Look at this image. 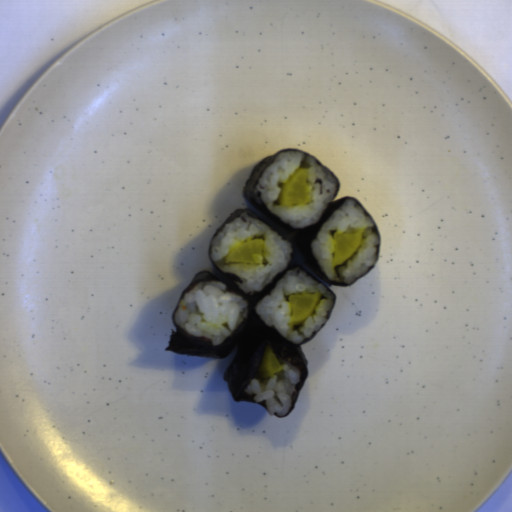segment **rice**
<instances>
[{
  "mask_svg": "<svg viewBox=\"0 0 512 512\" xmlns=\"http://www.w3.org/2000/svg\"><path fill=\"white\" fill-rule=\"evenodd\" d=\"M264 240L263 264L227 263L226 255L243 241ZM292 254L287 239L265 223L249 214L240 213L228 222L213 238L210 256L223 271L235 275L236 285L245 294L263 291L269 282L284 270Z\"/></svg>",
  "mask_w": 512,
  "mask_h": 512,
  "instance_id": "rice-1",
  "label": "rice"
},
{
  "mask_svg": "<svg viewBox=\"0 0 512 512\" xmlns=\"http://www.w3.org/2000/svg\"><path fill=\"white\" fill-rule=\"evenodd\" d=\"M319 293L321 298L311 317L302 324H289L288 295ZM334 294L323 284L298 268H291L256 305V313L268 325L291 342H300L313 335L327 320Z\"/></svg>",
  "mask_w": 512,
  "mask_h": 512,
  "instance_id": "rice-5",
  "label": "rice"
},
{
  "mask_svg": "<svg viewBox=\"0 0 512 512\" xmlns=\"http://www.w3.org/2000/svg\"><path fill=\"white\" fill-rule=\"evenodd\" d=\"M281 369L272 376L251 378L246 392L258 403H265L270 416H285L293 402L295 388L301 380L299 368L283 357L275 356Z\"/></svg>",
  "mask_w": 512,
  "mask_h": 512,
  "instance_id": "rice-6",
  "label": "rice"
},
{
  "mask_svg": "<svg viewBox=\"0 0 512 512\" xmlns=\"http://www.w3.org/2000/svg\"><path fill=\"white\" fill-rule=\"evenodd\" d=\"M247 300L229 291L219 281L200 282L185 293L174 321L184 332L218 345L248 316Z\"/></svg>",
  "mask_w": 512,
  "mask_h": 512,
  "instance_id": "rice-4",
  "label": "rice"
},
{
  "mask_svg": "<svg viewBox=\"0 0 512 512\" xmlns=\"http://www.w3.org/2000/svg\"><path fill=\"white\" fill-rule=\"evenodd\" d=\"M309 169L306 181L313 195L306 205H279L278 199L289 175L298 168ZM335 179L311 156L300 151L280 153L265 169L254 188V197L292 227L318 221L335 196Z\"/></svg>",
  "mask_w": 512,
  "mask_h": 512,
  "instance_id": "rice-2",
  "label": "rice"
},
{
  "mask_svg": "<svg viewBox=\"0 0 512 512\" xmlns=\"http://www.w3.org/2000/svg\"><path fill=\"white\" fill-rule=\"evenodd\" d=\"M374 225L365 208L354 200H346L331 214L311 242L312 253L327 278L349 284L374 266L380 250ZM361 232L357 250L345 262L334 266V235Z\"/></svg>",
  "mask_w": 512,
  "mask_h": 512,
  "instance_id": "rice-3",
  "label": "rice"
}]
</instances>
